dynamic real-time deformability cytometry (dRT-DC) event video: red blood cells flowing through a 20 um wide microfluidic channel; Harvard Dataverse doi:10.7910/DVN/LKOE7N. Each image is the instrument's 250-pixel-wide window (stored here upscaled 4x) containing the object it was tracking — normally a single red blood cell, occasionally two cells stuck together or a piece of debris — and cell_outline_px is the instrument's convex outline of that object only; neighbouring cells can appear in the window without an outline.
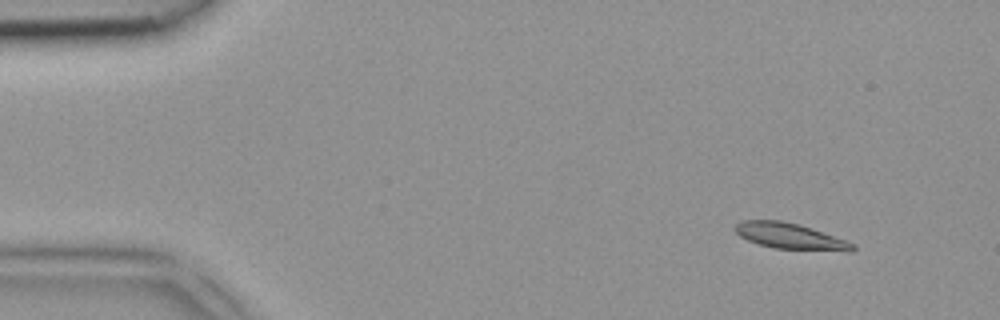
{"species": "common noctule bat (a hibernating species)", "species_latin": "Nyctalus noctula", "temperature_condition": "room temperature", "stored_images_in_passage": 6, "camera_frame_rate_fps": 3000, "um_per_image_px": 0.085, "animal": {"sex": "female", "body_mass_g": 18.4}, "frame": {"image": 1, "passage_image": 2, "time_ms": 0.333, "image_size_px": [1000, 320], "cell_outline_px": [[856, 248], [852, 252], [848, 252], [772, 248], [748, 240], [740, 236], [732, 228], [736, 224], [744, 220], [780, 220], [800, 224], [812, 228], [856, 244]], "centroid_in_image_um": [67.2, 20.08], "position_along_channel_um": 17.8, "area_um2": 17.98}}
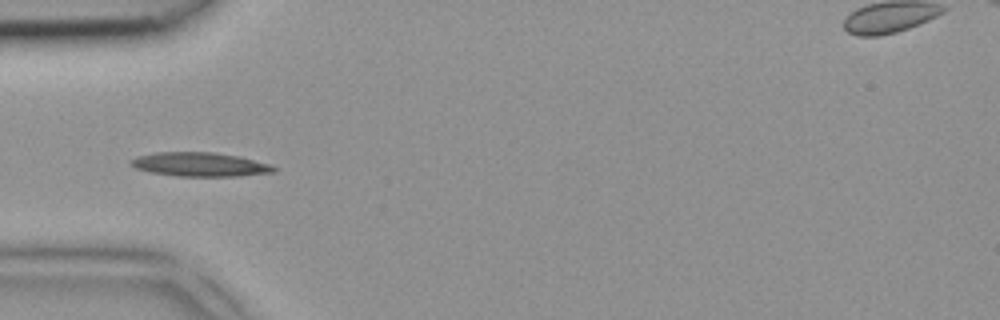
{"frame": {"image": 2, "passage_image": 4, "time_ms": 1.0, "image_size_px": [1000, 320], "cell_outline_px": [[276, 172], [240, 176], [176, 176], [148, 172], [136, 168], [128, 164], [128, 160], [136, 156], [156, 152], [212, 152], [240, 156], [268, 164], [276, 168]], "centroid_in_image_um": [16.93, 13.98], "position_along_channel_um": 68.1, "area_um2": 20.17}}